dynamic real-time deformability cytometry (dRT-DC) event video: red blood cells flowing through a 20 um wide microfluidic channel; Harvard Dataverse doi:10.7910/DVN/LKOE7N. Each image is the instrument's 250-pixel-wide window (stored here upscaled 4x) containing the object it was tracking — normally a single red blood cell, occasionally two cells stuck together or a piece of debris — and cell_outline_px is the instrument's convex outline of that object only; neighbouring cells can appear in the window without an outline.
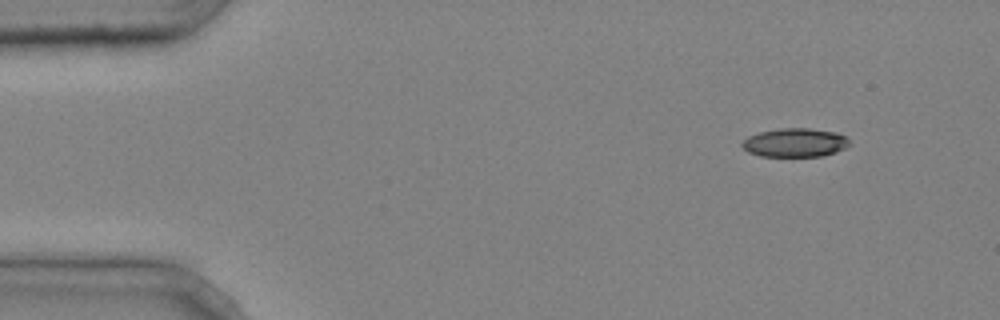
{"species": "common noctule bat (a hibernating species)", "species_latin": "Nyctalus noctula", "temperature_condition": "cold", "stored_images_in_passage": 5, "camera_frame_rate_fps": 3000, "um_per_image_px": 0.085, "animal": {"sex": "male", "body_mass_g": 20.4}, "frame": {"image": 1, "passage_image": 1, "time_ms": 0.0, "image_size_px": [1000, 320], "cell_outline_px": [[852, 144], [836, 152], [824, 156], [760, 156], [748, 152], [740, 144], [748, 136], [760, 132], [780, 128], [808, 128], [836, 132], [848, 136]], "centroid_in_image_um": [67.62, 12.12], "position_along_channel_um": 17.4, "area_um2": 18.15}}
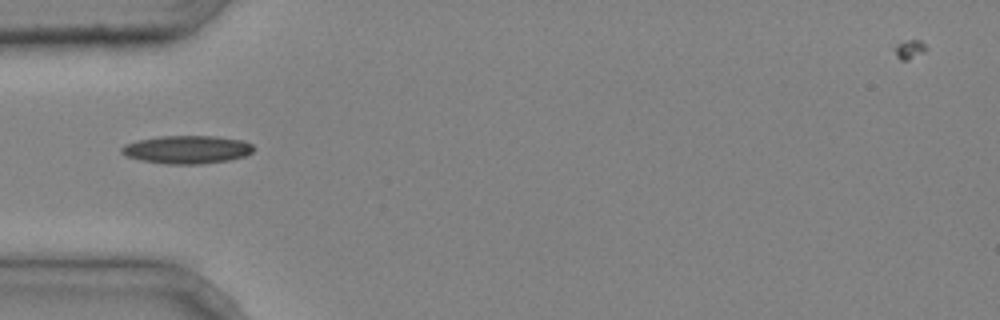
{"frame": {"image": 2, "passage_image": 4, "time_ms": 1.0, "image_size_px": [1000, 320], "cell_outline_px": [[256, 148], [252, 152], [244, 156], [228, 160], [200, 164], [164, 164], [140, 160], [124, 156], [120, 152], [120, 148], [124, 144], [136, 140], [160, 136], [216, 136], [244, 140], [252, 144]], "centroid_in_image_um": [15.87, 12.71], "position_along_channel_um": 69.1, "area_um2": 21.91}}